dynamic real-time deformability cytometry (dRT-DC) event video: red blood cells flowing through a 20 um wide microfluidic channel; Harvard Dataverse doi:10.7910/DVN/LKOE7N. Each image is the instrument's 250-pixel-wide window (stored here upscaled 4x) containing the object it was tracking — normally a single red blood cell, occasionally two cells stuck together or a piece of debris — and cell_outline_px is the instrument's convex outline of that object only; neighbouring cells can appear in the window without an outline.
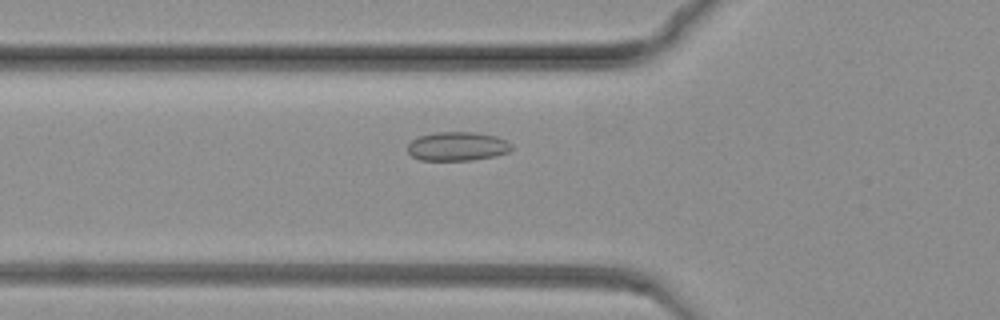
{"species": "common noctule bat (a hibernating species)", "species_latin": "Nyctalus noctula", "temperature_condition": "warm", "stored_images_in_passage": 45, "camera_frame_rate_fps": 3000, "um_per_image_px": 0.085, "animal": {"sex": "female", "body_mass_g": 19.3, "forearm_length_mm": 54.1}, "frame": {"image": 1, "passage_image": 2, "time_ms": 0.333, "image_size_px": [1000, 320], "cell_outline_px": [[512, 148], [508, 152], [496, 156], [472, 160], [420, 160], [412, 156], [408, 152], [408, 144], [412, 140], [420, 136], [436, 132], [476, 132], [496, 136], [508, 140], [512, 144]], "centroid_in_image_um": [38.91, 12.44], "position_along_channel_um": 86.9, "area_um2": 17.63}}
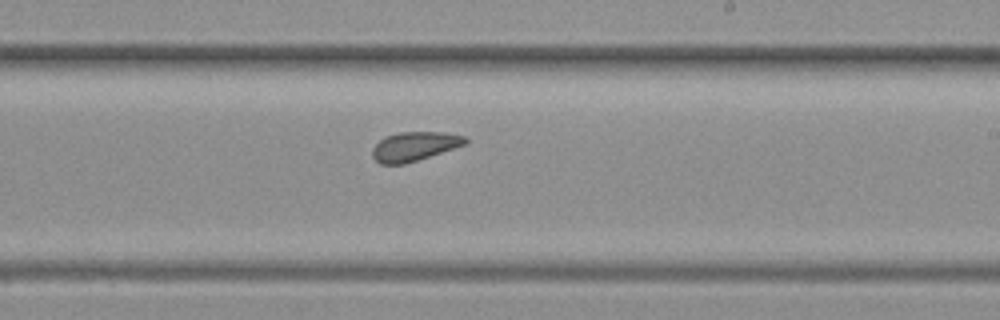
{"frame": {"image": 2, "passage_image": 22, "time_ms": 7.0, "image_size_px": [1000, 320], "cell_outline_px": [[468, 140], [464, 144], [404, 164], [380, 164], [372, 156], [372, 148], [380, 140], [388, 136], [400, 132], [444, 132], [464, 136]], "centroid_in_image_um": [35.18, 12.43], "position_along_channel_um": 253.8, "area_um2": 15.32}}
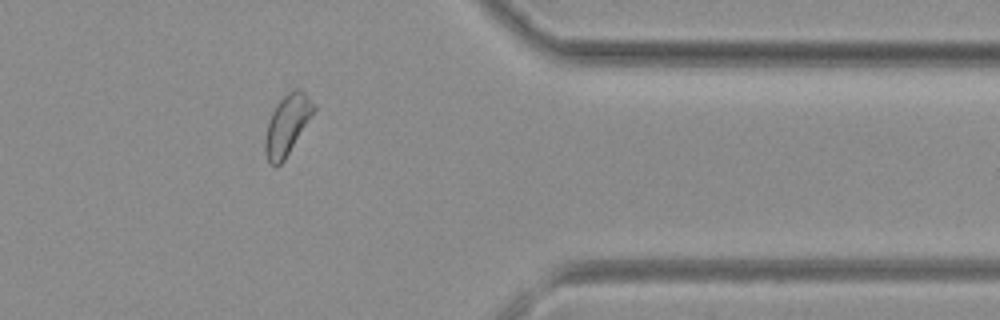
{"frame": {"image": 3, "passage_image": 40, "time_ms": 13.0, "image_size_px": [1000, 320], "cell_outline_px": [[316, 108], [284, 160], [276, 168], [268, 160], [264, 152], [264, 140], [268, 124], [272, 112], [276, 104], [292, 88], [300, 88], [316, 104]], "centroid_in_image_um": [24.4, 10.59], "position_along_channel_um": 387.0, "area_um2": 16.82}}